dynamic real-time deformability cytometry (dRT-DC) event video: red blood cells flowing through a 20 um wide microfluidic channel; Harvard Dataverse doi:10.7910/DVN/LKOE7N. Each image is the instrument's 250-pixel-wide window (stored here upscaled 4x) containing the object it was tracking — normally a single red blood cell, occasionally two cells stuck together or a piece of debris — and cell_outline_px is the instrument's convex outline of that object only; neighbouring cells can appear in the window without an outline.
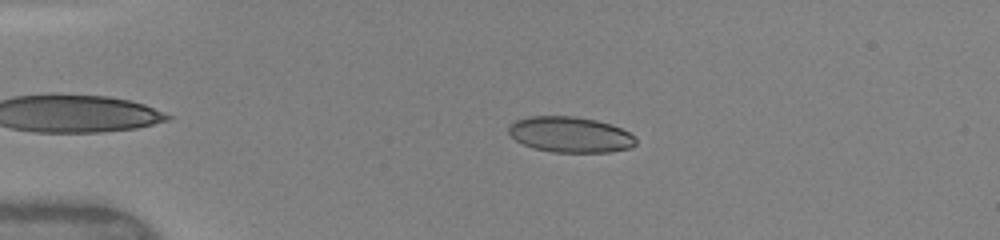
{"species": "human", "species_latin": "Homo sapiens", "temperature_condition": "warm", "stored_images_in_passage": 44, "camera_frame_rate_fps": 3000, "um_per_image_px": 0.085, "donor": {"sex": "female"}, "frame": {"image": 1, "passage_image": 6, "time_ms": 1.667, "image_size_px": [1000, 240], "cell_outline_px": [[636, 144], [628, 148], [608, 152], [552, 152], [532, 148], [516, 140], [508, 132], [508, 128], [516, 120], [528, 116], [576, 116], [596, 120], [620, 128], [628, 132], [636, 140]], "centroid_in_image_um": [48.44, 11.44], "position_along_channel_um": 36.6, "area_um2": 26.24}}
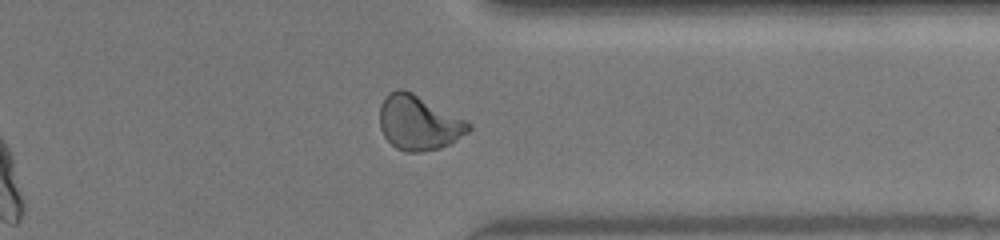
{"frame": {"image": 2, "passage_image": 34, "time_ms": 11.0, "image_size_px": [1000, 240], "cell_outline_px": [[472, 128], [468, 132], [456, 140], [440, 148], [420, 152], [404, 152], [396, 148], [384, 136], [380, 128], [380, 104], [388, 92], [396, 88], [404, 88], [468, 120], [472, 124]], "centroid_in_image_um": [35.59, 10.41], "position_along_channel_um": 375.8, "area_um2": 28.67}}
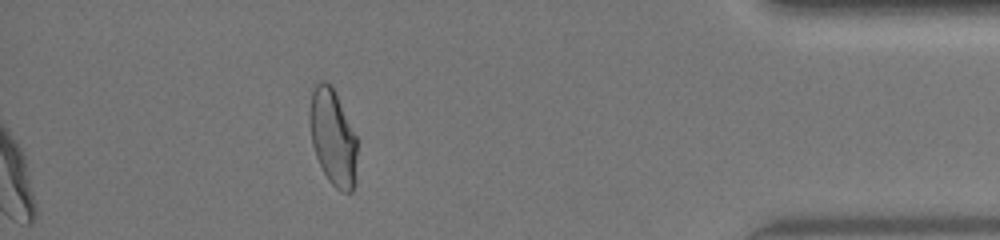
{"frame": {"image": 3, "passage_image": 39, "time_ms": 12.667, "image_size_px": [1000, 240], "cell_outline_px": [[356, 156], [352, 192], [340, 192], [328, 180], [316, 156], [312, 144], [308, 116], [308, 112], [312, 92], [316, 84], [320, 80], [324, 80], [332, 84], [356, 136]], "centroid_in_image_um": [28.26, 11.62], "position_along_channel_um": 406.9, "area_um2": 26.47}, "authors_computed_cell_mechanics": {"area_um2": 26.877, "velocity_mm_per_s": 4.1517, "shape_relaxation_time_tau1_ms": 5.1697, "shape_relaxation_time_tau2_ms": null, "deformation_change_tau1": 0.1699, "deformation_change_tau2": null}}